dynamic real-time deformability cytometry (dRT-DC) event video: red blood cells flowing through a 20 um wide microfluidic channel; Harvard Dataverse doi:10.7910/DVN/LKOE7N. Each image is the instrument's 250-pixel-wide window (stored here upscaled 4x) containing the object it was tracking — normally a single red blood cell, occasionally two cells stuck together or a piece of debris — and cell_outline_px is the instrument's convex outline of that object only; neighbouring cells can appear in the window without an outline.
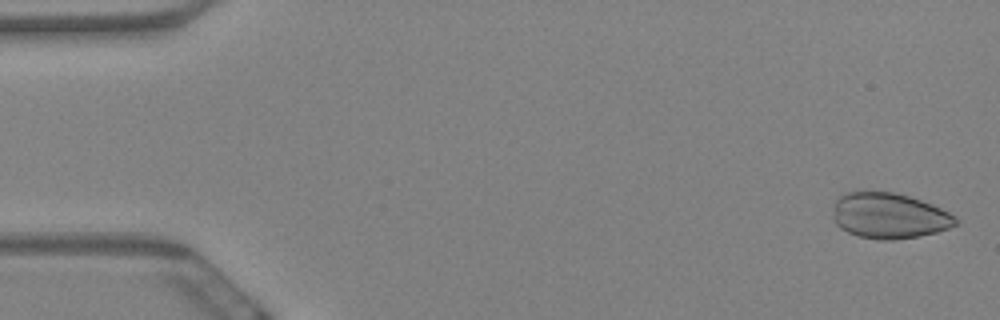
{"species": "Egyptian fruit bat (a non-hibernating species)", "species_latin": "Rousettus aegyptiacus", "temperature_condition": "warm", "stored_images_in_passage": 59, "camera_frame_rate_fps": 3000, "um_per_image_px": 0.085, "animal": {"sex": "female"}, "frame": {"image": 1, "passage_image": 2, "time_ms": 0.333, "image_size_px": [1000, 320], "cell_outline_px": [[956, 224], [948, 228], [936, 232], [920, 236], [892, 240], [880, 240], [856, 236], [840, 228], [836, 224], [832, 216], [836, 200], [844, 192], [892, 192], [908, 196], [932, 204], [956, 216]], "centroid_in_image_um": [75.55, 18.35], "position_along_channel_um": 9.5, "area_um2": 32.54}}
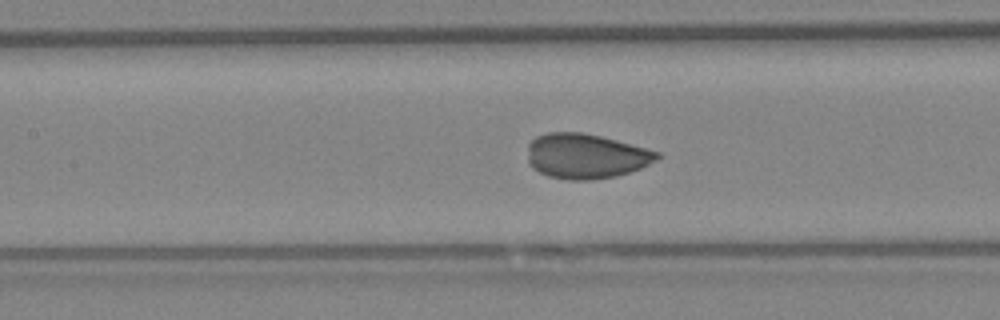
{"frame": {"image": 2, "passage_image": 27, "time_ms": 8.667, "image_size_px": [1000, 320], "cell_outline_px": [[664, 156], [640, 168], [616, 176], [592, 180], [568, 180], [548, 176], [532, 168], [528, 164], [528, 144], [536, 136], [548, 132], [584, 132], [616, 140], [660, 152]], "centroid_in_image_um": [49.78, 13.27], "position_along_channel_um": 157.6, "area_um2": 34.04}}
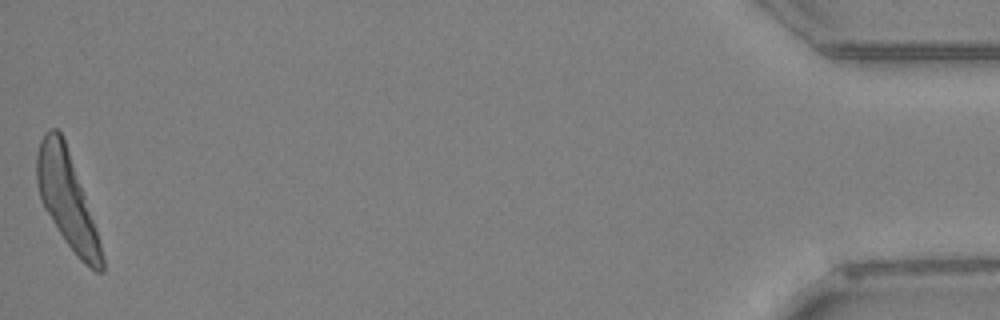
{"frame": {"image": 3, "passage_image": 59, "time_ms": 19.333, "image_size_px": [1000, 320], "cell_outline_px": [[104, 272], [96, 272], [84, 264], [76, 256], [64, 240], [44, 208], [40, 200], [36, 180], [36, 156], [40, 140], [44, 132], [48, 128], [56, 128], [64, 136], [100, 244], [104, 260]], "centroid_in_image_um": [5.65, 16.94], "position_along_channel_um": 429.6, "area_um2": 35.55}}